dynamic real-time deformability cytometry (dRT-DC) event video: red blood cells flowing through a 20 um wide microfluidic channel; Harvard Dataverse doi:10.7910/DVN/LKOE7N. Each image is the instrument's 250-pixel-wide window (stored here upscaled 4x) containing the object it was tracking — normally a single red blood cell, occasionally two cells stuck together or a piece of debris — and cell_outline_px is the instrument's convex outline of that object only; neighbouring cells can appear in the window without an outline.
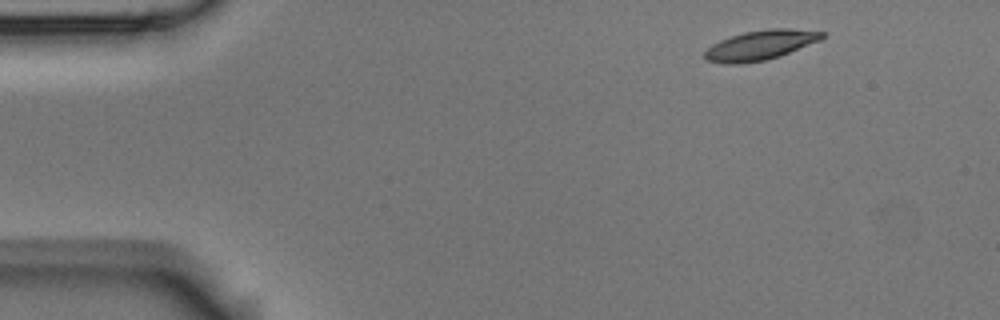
{"species": "Egyptian fruit bat (a non-hibernating species)", "species_latin": "Rousettus aegyptiacus", "temperature_condition": "room temperature", "stored_images_in_passage": 5, "camera_frame_rate_fps": 3000, "um_per_image_px": 0.085, "animal": {"sex": "male"}, "frame": {"image": 1, "passage_image": 1, "time_ms": 0.0, "image_size_px": [1000, 320], "cell_outline_px": [[824, 36], [820, 40], [780, 56], [764, 60], [740, 64], [724, 64], [708, 60], [704, 56], [704, 52], [712, 44], [720, 40], [744, 32], [768, 28], [788, 28], [824, 32]], "centroid_in_image_um": [64.62, 3.83], "position_along_channel_um": 20.4, "area_um2": 20.17}}
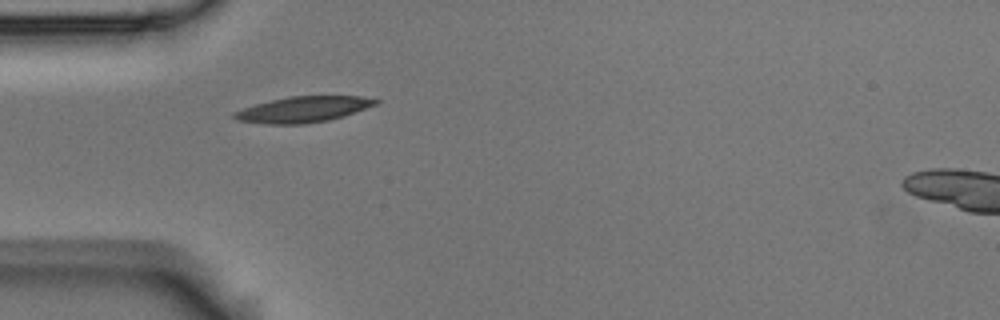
{"frame": {"image": 2, "passage_image": 4, "time_ms": 1.0, "image_size_px": [1000, 320], "cell_outline_px": [[380, 104], [344, 116], [328, 120], [304, 124], [268, 124], [236, 120], [232, 116], [232, 112], [256, 104], [288, 96], [360, 96], [380, 100]], "centroid_in_image_um": [25.81, 9.3], "position_along_channel_um": 59.2, "area_um2": 21.33}}